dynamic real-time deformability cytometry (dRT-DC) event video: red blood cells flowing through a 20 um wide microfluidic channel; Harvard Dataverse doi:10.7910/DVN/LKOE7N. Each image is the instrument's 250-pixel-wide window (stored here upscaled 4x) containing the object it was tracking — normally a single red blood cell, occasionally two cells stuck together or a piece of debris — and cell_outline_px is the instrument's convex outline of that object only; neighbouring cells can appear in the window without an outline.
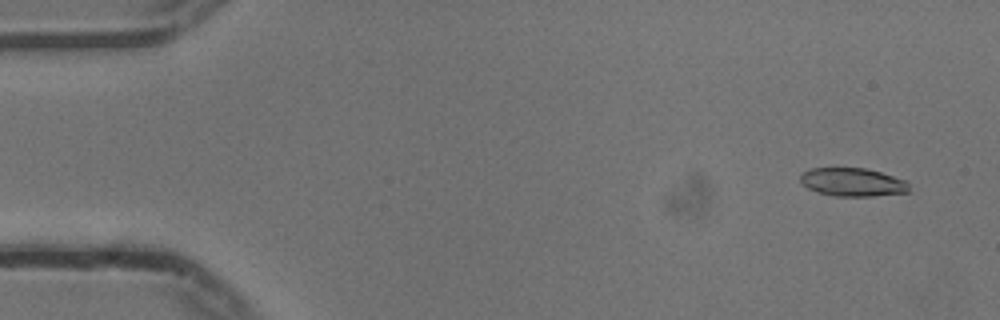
{"species": "common noctule bat (a hibernating species)", "species_latin": "Nyctalus noctula", "temperature_condition": "cold", "stored_images_in_passage": 55, "camera_frame_rate_fps": 3000, "um_per_image_px": 0.085, "animal": {"sex": "male", "body_mass_g": 13.3}, "frame": {"image": 1, "passage_image": 4, "time_ms": 1.0, "image_size_px": [1000, 320], "cell_outline_px": [[908, 192], [872, 196], [832, 196], [808, 188], [800, 180], [800, 176], [804, 172], [812, 168], [864, 168], [880, 172], [908, 180]], "centroid_in_image_um": [72.5, 15.48], "position_along_channel_um": 12.5, "area_um2": 17.8}}
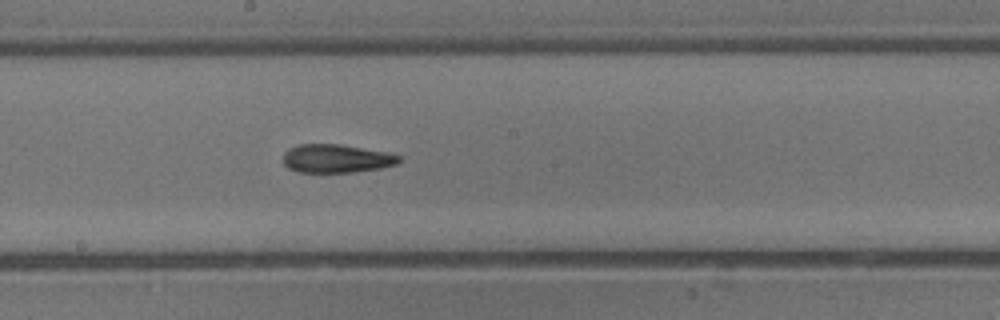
{"frame": {"image": 2, "passage_image": 30, "time_ms": 9.667, "image_size_px": [1000, 320], "cell_outline_px": [[400, 160], [396, 164], [380, 168], [352, 172], [300, 172], [288, 168], [284, 164], [284, 152], [288, 148], [300, 144], [340, 144], [388, 152], [400, 156]], "centroid_in_image_um": [28.58, 13.47], "position_along_channel_um": 219.6, "area_um2": 19.13}}
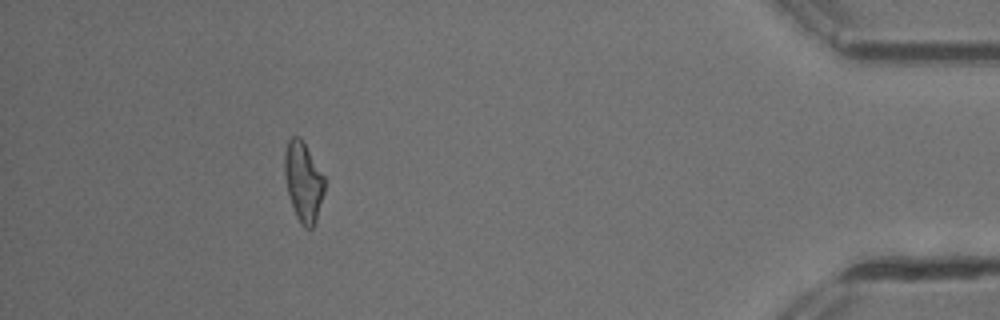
{"frame": {"image": 3, "passage_image": 50, "time_ms": 16.333, "image_size_px": [1000, 320], "cell_outline_px": [[324, 192], [316, 220], [312, 228], [304, 228], [300, 224], [296, 216], [288, 192], [284, 176], [284, 152], [288, 140], [292, 136], [300, 136], [324, 176]], "centroid_in_image_um": [25.77, 15.43], "position_along_channel_um": 409.4, "area_um2": 18.44}, "authors_computed_cell_mechanics": {"area_um2": 18.9584, "velocity_mm_per_s": 3.7496, "shape_relaxation_time_tau1_ms": 9.4453, "shape_relaxation_time_tau2_ms": 5.0982, "deformation_change_tau1": 0.264, "deformation_change_tau2": 0.1519}}